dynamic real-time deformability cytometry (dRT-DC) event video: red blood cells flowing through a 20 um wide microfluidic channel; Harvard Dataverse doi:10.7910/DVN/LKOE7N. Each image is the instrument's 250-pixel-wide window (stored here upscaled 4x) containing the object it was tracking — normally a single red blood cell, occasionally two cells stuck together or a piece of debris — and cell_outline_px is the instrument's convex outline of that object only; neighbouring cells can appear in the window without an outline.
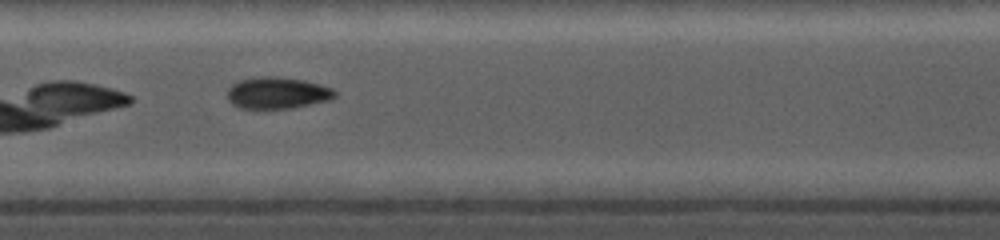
{"species": "common noctule bat (a hibernating species)", "species_latin": "Nyctalus noctula", "temperature_condition": "cold", "stored_images_in_passage": 41, "camera_frame_rate_fps": 5000, "um_per_image_px": 0.085, "animal": {"sex": "female", "body_mass_g": 19.0, "forearm_length_mm": 56.7}, "frame": {"image": 1, "passage_image": 18, "time_ms": 3.4, "image_size_px": [1000, 240], "cell_outline_px": [[336, 96], [328, 100], [292, 108], [240, 108], [232, 104], [228, 100], [228, 88], [232, 84], [240, 80], [256, 76], [276, 76], [304, 80], [320, 84], [332, 88], [336, 92]], "centroid_in_image_um": [23.56, 7.88], "position_along_channel_um": 183.8, "area_um2": 19.83}}
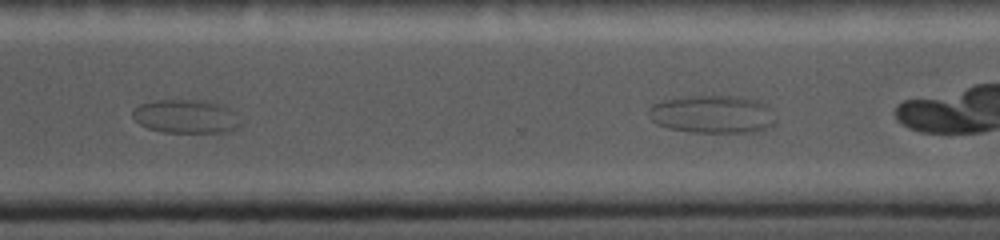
{"frame": {"image": 2, "passage_image": 28, "time_ms": 5.6, "image_size_px": [1000, 240], "cell_outline_px": [[244, 124], [240, 128], [224, 132], [164, 132], [148, 128], [140, 124], [132, 116], [132, 112], [140, 104], [156, 100], [208, 100], [220, 104], [228, 108]], "centroid_in_image_um": [15.84, 9.9], "position_along_channel_um": 354.8, "area_um2": 21.15}}
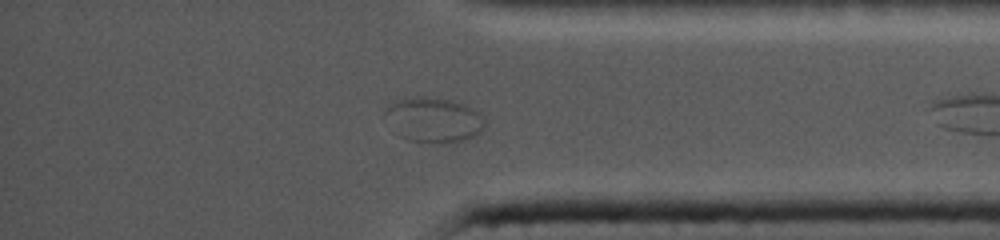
{"frame": {"image": 3, "passage_image": 31, "time_ms": 6.8, "image_size_px": [1000, 240], "cell_outline_px": [[488, 124], [480, 132], [464, 140], [452, 144], [444, 144], [408, 140], [400, 136], [384, 112], [396, 100], [416, 96], [428, 96], [452, 100], [472, 108], [480, 112], [484, 116]], "centroid_in_image_um": [36.95, 10.19], "position_along_channel_um": 398.2, "area_um2": 26.18}}